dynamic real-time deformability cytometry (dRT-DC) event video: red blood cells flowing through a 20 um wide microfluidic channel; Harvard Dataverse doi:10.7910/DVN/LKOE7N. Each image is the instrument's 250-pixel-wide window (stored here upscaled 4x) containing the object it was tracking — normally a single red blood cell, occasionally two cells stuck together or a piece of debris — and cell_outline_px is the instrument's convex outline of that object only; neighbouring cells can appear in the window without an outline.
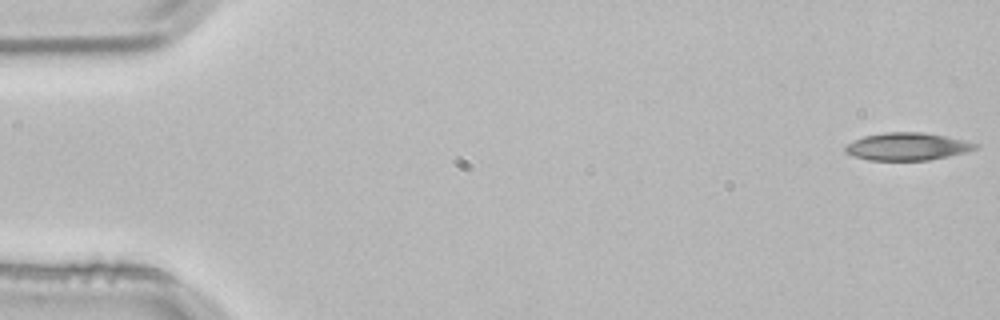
{"species": "common noctule bat (a hibernating species)", "species_latin": "Nyctalus noctula", "temperature_condition": "room temperature", "stored_images_in_passage": 4, "segment_of_instrument_passage": [1, 2], "camera_frame_rate_fps": 3000, "um_per_image_px": 0.085, "animal": {"sex": "male", "body_mass_g": 21.5, "forearm_length_mm": 52.0}, "frame": {"image": 1, "passage_image": 1, "time_ms": 0.0, "image_size_px": [1000, 320], "cell_outline_px": [[980, 144], [976, 148], [964, 152], [948, 156], [928, 160], [868, 160], [852, 156], [844, 152], [844, 148], [848, 144], [864, 136], [884, 132], [924, 132], [964, 140]], "centroid_in_image_um": [77.09, 12.45], "position_along_channel_um": 7.9, "area_um2": 20.75}}
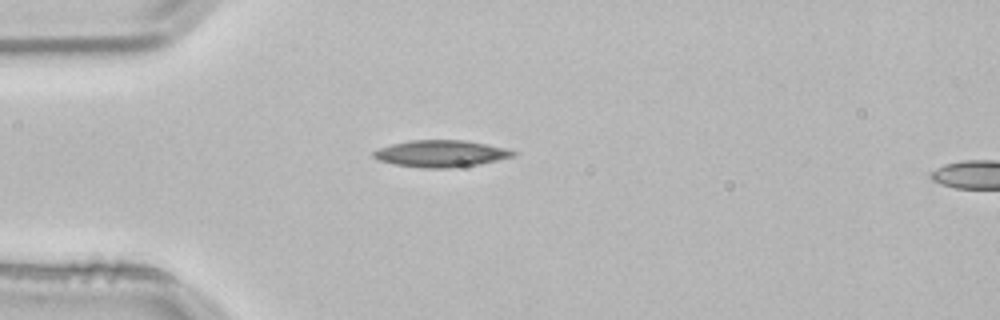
{"frame": {"image": 2, "passage_image": 3, "time_ms": 0.667, "image_size_px": [1000, 320], "cell_outline_px": [[516, 156], [476, 164], [452, 168], [424, 168], [396, 164], [380, 160], [372, 156], [372, 152], [380, 148], [392, 144], [412, 140], [464, 140], [488, 144], [504, 148], [516, 152]], "centroid_in_image_um": [37.48, 13.05], "position_along_channel_um": 47.5, "area_um2": 21.5}}